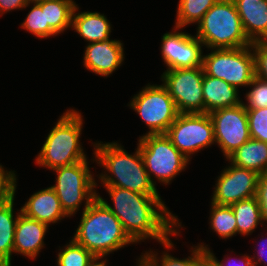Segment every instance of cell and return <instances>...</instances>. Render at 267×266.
Returning <instances> with one entry per match:
<instances>
[{"instance_id":"8","label":"cell","mask_w":267,"mask_h":266,"mask_svg":"<svg viewBox=\"0 0 267 266\" xmlns=\"http://www.w3.org/2000/svg\"><path fill=\"white\" fill-rule=\"evenodd\" d=\"M210 50L203 55L204 73L223 79L237 89L242 86L247 88L255 77V56L251 45Z\"/></svg>"},{"instance_id":"9","label":"cell","mask_w":267,"mask_h":266,"mask_svg":"<svg viewBox=\"0 0 267 266\" xmlns=\"http://www.w3.org/2000/svg\"><path fill=\"white\" fill-rule=\"evenodd\" d=\"M128 104L148 126L144 135L165 134L180 114L166 87L147 84Z\"/></svg>"},{"instance_id":"6","label":"cell","mask_w":267,"mask_h":266,"mask_svg":"<svg viewBox=\"0 0 267 266\" xmlns=\"http://www.w3.org/2000/svg\"><path fill=\"white\" fill-rule=\"evenodd\" d=\"M137 145L155 186L153 177L162 185H168L180 172L185 171L190 162L165 134L143 135L139 137Z\"/></svg>"},{"instance_id":"29","label":"cell","mask_w":267,"mask_h":266,"mask_svg":"<svg viewBox=\"0 0 267 266\" xmlns=\"http://www.w3.org/2000/svg\"><path fill=\"white\" fill-rule=\"evenodd\" d=\"M57 266H87L93 254L73 239L59 249Z\"/></svg>"},{"instance_id":"19","label":"cell","mask_w":267,"mask_h":266,"mask_svg":"<svg viewBox=\"0 0 267 266\" xmlns=\"http://www.w3.org/2000/svg\"><path fill=\"white\" fill-rule=\"evenodd\" d=\"M202 93L204 98L205 113H210L220 108L234 107L242 103L239 90L225 82L204 73L202 79Z\"/></svg>"},{"instance_id":"21","label":"cell","mask_w":267,"mask_h":266,"mask_svg":"<svg viewBox=\"0 0 267 266\" xmlns=\"http://www.w3.org/2000/svg\"><path fill=\"white\" fill-rule=\"evenodd\" d=\"M226 161L241 168L254 170L258 174H264L267 172V143L250 138Z\"/></svg>"},{"instance_id":"38","label":"cell","mask_w":267,"mask_h":266,"mask_svg":"<svg viewBox=\"0 0 267 266\" xmlns=\"http://www.w3.org/2000/svg\"><path fill=\"white\" fill-rule=\"evenodd\" d=\"M105 257L106 256L93 255L87 266H107L108 262H106L107 259H104Z\"/></svg>"},{"instance_id":"26","label":"cell","mask_w":267,"mask_h":266,"mask_svg":"<svg viewBox=\"0 0 267 266\" xmlns=\"http://www.w3.org/2000/svg\"><path fill=\"white\" fill-rule=\"evenodd\" d=\"M210 209V229L222 239L235 236L237 234L236 218L231 206L211 202Z\"/></svg>"},{"instance_id":"13","label":"cell","mask_w":267,"mask_h":266,"mask_svg":"<svg viewBox=\"0 0 267 266\" xmlns=\"http://www.w3.org/2000/svg\"><path fill=\"white\" fill-rule=\"evenodd\" d=\"M224 168L217 177L211 202L217 205L232 204L256 196L259 174L251 169L233 165Z\"/></svg>"},{"instance_id":"15","label":"cell","mask_w":267,"mask_h":266,"mask_svg":"<svg viewBox=\"0 0 267 266\" xmlns=\"http://www.w3.org/2000/svg\"><path fill=\"white\" fill-rule=\"evenodd\" d=\"M84 51V67L101 77H108L118 70L125 59L123 43L110 38L87 43Z\"/></svg>"},{"instance_id":"36","label":"cell","mask_w":267,"mask_h":266,"mask_svg":"<svg viewBox=\"0 0 267 266\" xmlns=\"http://www.w3.org/2000/svg\"><path fill=\"white\" fill-rule=\"evenodd\" d=\"M30 4L33 3H28L26 0H0V16L15 9L22 10Z\"/></svg>"},{"instance_id":"22","label":"cell","mask_w":267,"mask_h":266,"mask_svg":"<svg viewBox=\"0 0 267 266\" xmlns=\"http://www.w3.org/2000/svg\"><path fill=\"white\" fill-rule=\"evenodd\" d=\"M14 199L15 196L0 203V266H11L12 263L15 229L22 213L20 208V212L14 215Z\"/></svg>"},{"instance_id":"7","label":"cell","mask_w":267,"mask_h":266,"mask_svg":"<svg viewBox=\"0 0 267 266\" xmlns=\"http://www.w3.org/2000/svg\"><path fill=\"white\" fill-rule=\"evenodd\" d=\"M90 170L88 160L52 170L57 177L55 185L51 187L69 217L76 214L82 201L85 202V210L99 194L96 192L98 184Z\"/></svg>"},{"instance_id":"18","label":"cell","mask_w":267,"mask_h":266,"mask_svg":"<svg viewBox=\"0 0 267 266\" xmlns=\"http://www.w3.org/2000/svg\"><path fill=\"white\" fill-rule=\"evenodd\" d=\"M251 42L267 40V0H233Z\"/></svg>"},{"instance_id":"34","label":"cell","mask_w":267,"mask_h":266,"mask_svg":"<svg viewBox=\"0 0 267 266\" xmlns=\"http://www.w3.org/2000/svg\"><path fill=\"white\" fill-rule=\"evenodd\" d=\"M198 245L207 253V266H254L251 257L247 254H244L241 258L237 259L238 262H233L234 259L232 260L228 256V259L224 258L219 261L208 245H205L204 243H199Z\"/></svg>"},{"instance_id":"39","label":"cell","mask_w":267,"mask_h":266,"mask_svg":"<svg viewBox=\"0 0 267 266\" xmlns=\"http://www.w3.org/2000/svg\"><path fill=\"white\" fill-rule=\"evenodd\" d=\"M137 265L136 266H145L144 260L142 258V255H140V258L138 261H136Z\"/></svg>"},{"instance_id":"14","label":"cell","mask_w":267,"mask_h":266,"mask_svg":"<svg viewBox=\"0 0 267 266\" xmlns=\"http://www.w3.org/2000/svg\"><path fill=\"white\" fill-rule=\"evenodd\" d=\"M173 29L161 38V55L167 70L203 66V43L195 35L179 30L183 28Z\"/></svg>"},{"instance_id":"23","label":"cell","mask_w":267,"mask_h":266,"mask_svg":"<svg viewBox=\"0 0 267 266\" xmlns=\"http://www.w3.org/2000/svg\"><path fill=\"white\" fill-rule=\"evenodd\" d=\"M45 9L46 23L57 34L71 28L72 14L76 3L73 0H41L37 2Z\"/></svg>"},{"instance_id":"33","label":"cell","mask_w":267,"mask_h":266,"mask_svg":"<svg viewBox=\"0 0 267 266\" xmlns=\"http://www.w3.org/2000/svg\"><path fill=\"white\" fill-rule=\"evenodd\" d=\"M0 165V203L12 199L16 193L17 177L15 171H8Z\"/></svg>"},{"instance_id":"16","label":"cell","mask_w":267,"mask_h":266,"mask_svg":"<svg viewBox=\"0 0 267 266\" xmlns=\"http://www.w3.org/2000/svg\"><path fill=\"white\" fill-rule=\"evenodd\" d=\"M48 225L26 217L21 213L17 219L13 253L24 255L30 260L36 259L44 248V236Z\"/></svg>"},{"instance_id":"12","label":"cell","mask_w":267,"mask_h":266,"mask_svg":"<svg viewBox=\"0 0 267 266\" xmlns=\"http://www.w3.org/2000/svg\"><path fill=\"white\" fill-rule=\"evenodd\" d=\"M214 126L215 143L227 159L250 139L247 109L239 104L209 113Z\"/></svg>"},{"instance_id":"2","label":"cell","mask_w":267,"mask_h":266,"mask_svg":"<svg viewBox=\"0 0 267 266\" xmlns=\"http://www.w3.org/2000/svg\"><path fill=\"white\" fill-rule=\"evenodd\" d=\"M93 147V161L105 170L98 175L102 186L119 187L144 195H159L157 187L151 182L145 169L139 146L133 155L114 141H98L93 143Z\"/></svg>"},{"instance_id":"5","label":"cell","mask_w":267,"mask_h":266,"mask_svg":"<svg viewBox=\"0 0 267 266\" xmlns=\"http://www.w3.org/2000/svg\"><path fill=\"white\" fill-rule=\"evenodd\" d=\"M197 24L195 36L208 49L240 48L252 44L233 0L217 1Z\"/></svg>"},{"instance_id":"35","label":"cell","mask_w":267,"mask_h":266,"mask_svg":"<svg viewBox=\"0 0 267 266\" xmlns=\"http://www.w3.org/2000/svg\"><path fill=\"white\" fill-rule=\"evenodd\" d=\"M256 197L260 205L263 223L267 222V172L259 174Z\"/></svg>"},{"instance_id":"11","label":"cell","mask_w":267,"mask_h":266,"mask_svg":"<svg viewBox=\"0 0 267 266\" xmlns=\"http://www.w3.org/2000/svg\"><path fill=\"white\" fill-rule=\"evenodd\" d=\"M203 77L202 66L163 72L162 84L175 102L179 113H205L202 93Z\"/></svg>"},{"instance_id":"28","label":"cell","mask_w":267,"mask_h":266,"mask_svg":"<svg viewBox=\"0 0 267 266\" xmlns=\"http://www.w3.org/2000/svg\"><path fill=\"white\" fill-rule=\"evenodd\" d=\"M21 28L41 39L57 36L46 23L45 9H41L37 2L33 4L25 20L21 23Z\"/></svg>"},{"instance_id":"31","label":"cell","mask_w":267,"mask_h":266,"mask_svg":"<svg viewBox=\"0 0 267 266\" xmlns=\"http://www.w3.org/2000/svg\"><path fill=\"white\" fill-rule=\"evenodd\" d=\"M247 87H250V91L245 94L246 103L243 101L241 103L243 107L246 109L267 107V81L261 80L255 76Z\"/></svg>"},{"instance_id":"4","label":"cell","mask_w":267,"mask_h":266,"mask_svg":"<svg viewBox=\"0 0 267 266\" xmlns=\"http://www.w3.org/2000/svg\"><path fill=\"white\" fill-rule=\"evenodd\" d=\"M82 117L81 112L71 108L58 118L35 159L37 165L53 170L87 160L79 140L83 129Z\"/></svg>"},{"instance_id":"27","label":"cell","mask_w":267,"mask_h":266,"mask_svg":"<svg viewBox=\"0 0 267 266\" xmlns=\"http://www.w3.org/2000/svg\"><path fill=\"white\" fill-rule=\"evenodd\" d=\"M217 1L219 0H179L174 26L183 28L197 24Z\"/></svg>"},{"instance_id":"3","label":"cell","mask_w":267,"mask_h":266,"mask_svg":"<svg viewBox=\"0 0 267 266\" xmlns=\"http://www.w3.org/2000/svg\"><path fill=\"white\" fill-rule=\"evenodd\" d=\"M72 239L93 255L101 256L135 243L125 232L117 216L98 197L83 209Z\"/></svg>"},{"instance_id":"24","label":"cell","mask_w":267,"mask_h":266,"mask_svg":"<svg viewBox=\"0 0 267 266\" xmlns=\"http://www.w3.org/2000/svg\"><path fill=\"white\" fill-rule=\"evenodd\" d=\"M236 218L237 233L251 235L258 225H263L262 213L256 196L231 205ZM260 223V224H259Z\"/></svg>"},{"instance_id":"25","label":"cell","mask_w":267,"mask_h":266,"mask_svg":"<svg viewBox=\"0 0 267 266\" xmlns=\"http://www.w3.org/2000/svg\"><path fill=\"white\" fill-rule=\"evenodd\" d=\"M191 254L187 258H175L167 252L158 257L157 252L145 251L142 253L145 266H207V253L199 245L192 246Z\"/></svg>"},{"instance_id":"30","label":"cell","mask_w":267,"mask_h":266,"mask_svg":"<svg viewBox=\"0 0 267 266\" xmlns=\"http://www.w3.org/2000/svg\"><path fill=\"white\" fill-rule=\"evenodd\" d=\"M250 138L267 143V107L247 109Z\"/></svg>"},{"instance_id":"20","label":"cell","mask_w":267,"mask_h":266,"mask_svg":"<svg viewBox=\"0 0 267 266\" xmlns=\"http://www.w3.org/2000/svg\"><path fill=\"white\" fill-rule=\"evenodd\" d=\"M77 11V13H76ZM76 4L73 14L71 28L77 32L82 39L88 43L107 40L111 34V23L107 17L100 12L79 11Z\"/></svg>"},{"instance_id":"17","label":"cell","mask_w":267,"mask_h":266,"mask_svg":"<svg viewBox=\"0 0 267 266\" xmlns=\"http://www.w3.org/2000/svg\"><path fill=\"white\" fill-rule=\"evenodd\" d=\"M22 213L31 219L48 226L69 217L52 187H47L32 194L21 207Z\"/></svg>"},{"instance_id":"40","label":"cell","mask_w":267,"mask_h":266,"mask_svg":"<svg viewBox=\"0 0 267 266\" xmlns=\"http://www.w3.org/2000/svg\"><path fill=\"white\" fill-rule=\"evenodd\" d=\"M28 3H35V2H39L41 0H26Z\"/></svg>"},{"instance_id":"32","label":"cell","mask_w":267,"mask_h":266,"mask_svg":"<svg viewBox=\"0 0 267 266\" xmlns=\"http://www.w3.org/2000/svg\"><path fill=\"white\" fill-rule=\"evenodd\" d=\"M251 48L255 56V76L267 81V40L254 41Z\"/></svg>"},{"instance_id":"10","label":"cell","mask_w":267,"mask_h":266,"mask_svg":"<svg viewBox=\"0 0 267 266\" xmlns=\"http://www.w3.org/2000/svg\"><path fill=\"white\" fill-rule=\"evenodd\" d=\"M165 135L189 160L196 152L215 144L214 126L208 113H180Z\"/></svg>"},{"instance_id":"1","label":"cell","mask_w":267,"mask_h":266,"mask_svg":"<svg viewBox=\"0 0 267 266\" xmlns=\"http://www.w3.org/2000/svg\"><path fill=\"white\" fill-rule=\"evenodd\" d=\"M104 188L114 205L111 206L100 195L97 197L117 216L123 229L135 243L155 239L165 249L174 248L169 235L177 236L180 234L177 229L183 227L178 216L170 212L160 195H144L114 186Z\"/></svg>"},{"instance_id":"37","label":"cell","mask_w":267,"mask_h":266,"mask_svg":"<svg viewBox=\"0 0 267 266\" xmlns=\"http://www.w3.org/2000/svg\"><path fill=\"white\" fill-rule=\"evenodd\" d=\"M264 239L267 241V238H264ZM264 239H261V240H263V244H262V243H261V244L259 243L262 247L259 245L261 249H260V250L258 249L259 251H257V256H258V257L256 256V254H255L254 256L251 257L254 266H258L260 262L263 263L262 261H264V264H265V262H266V265H267V258H266V257H267V256H266V250H267V245H266V244H267V242H265ZM261 242H262V241H261ZM265 243H266V244H265ZM265 245H266V246H265ZM262 249H263V250L266 249V250L263 251ZM264 255H265L266 257H265ZM255 258H256L257 260H256ZM263 258H266V259H265L266 261H265ZM255 260H256V261H255ZM258 262H259V263H258Z\"/></svg>"}]
</instances>
